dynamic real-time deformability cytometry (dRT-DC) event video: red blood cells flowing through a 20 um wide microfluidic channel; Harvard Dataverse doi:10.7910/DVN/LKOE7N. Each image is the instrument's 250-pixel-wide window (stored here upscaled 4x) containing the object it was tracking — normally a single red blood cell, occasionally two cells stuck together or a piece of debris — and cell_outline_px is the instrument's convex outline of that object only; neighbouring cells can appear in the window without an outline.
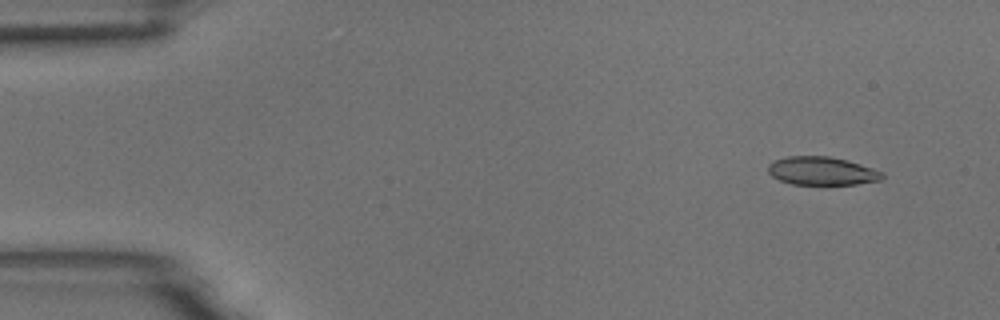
{"species": "common noctule bat (a hibernating species)", "species_latin": "Nyctalus noctula", "temperature_condition": "room temperature", "stored_images_in_passage": 9, "camera_frame_rate_fps": 3000, "um_per_image_px": 0.085, "animal": {"sex": "male", "body_mass_g": 18.8}, "frame": {"image": 1, "passage_image": 2, "time_ms": 0.333, "image_size_px": [1000, 320], "cell_outline_px": [[884, 176], [880, 180], [856, 184], [792, 184], [780, 180], [772, 176], [768, 172], [768, 164], [776, 160], [788, 156], [828, 156], [844, 160], [872, 168], [884, 172]], "centroid_in_image_um": [69.84, 14.53], "position_along_channel_um": 15.2, "area_um2": 18.55}}
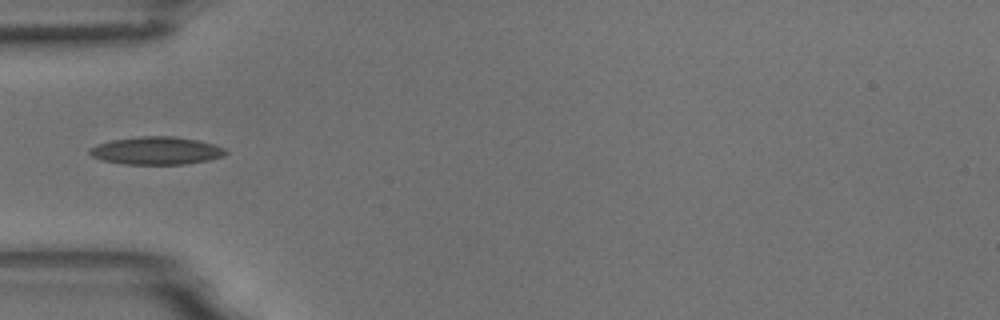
{"frame": {"image": 2, "passage_image": 6, "time_ms": 1.667, "image_size_px": [1000, 320], "cell_outline_px": [[228, 152], [224, 156], [208, 160], [184, 164], [124, 164], [100, 160], [92, 156], [88, 152], [96, 144], [112, 140], [140, 136], [172, 136], [196, 140], [212, 144], [224, 148]], "centroid_in_image_um": [13.27, 12.81], "position_along_channel_um": 71.7, "area_um2": 21.91}}